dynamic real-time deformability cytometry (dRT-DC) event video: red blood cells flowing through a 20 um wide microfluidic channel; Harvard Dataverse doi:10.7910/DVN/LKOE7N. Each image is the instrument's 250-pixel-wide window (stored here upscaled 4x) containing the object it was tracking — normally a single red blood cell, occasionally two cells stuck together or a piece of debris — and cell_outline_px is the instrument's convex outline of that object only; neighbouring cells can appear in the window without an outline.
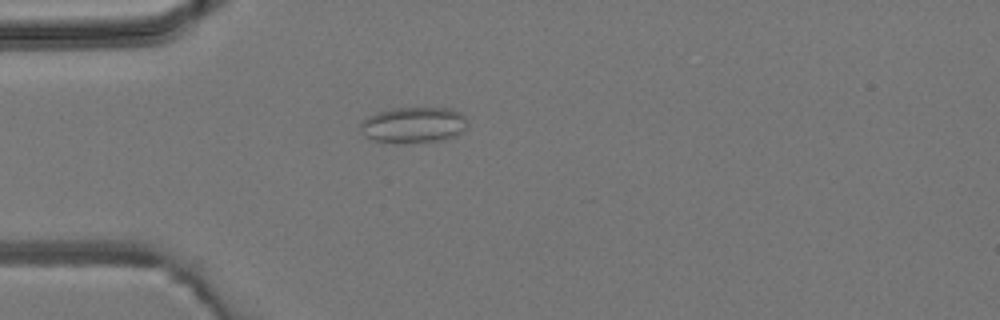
{"species": "common noctule bat (a hibernating species)", "species_latin": "Nyctalus noctula", "temperature_condition": "room temperature", "stored_images_in_passage": 4, "camera_frame_rate_fps": 3000, "um_per_image_px": 0.085, "animal": {"sex": "male", "body_mass_g": 19.2, "forearm_length_mm": 51.8}, "frame": {"image": 1, "passage_image": 4, "time_ms": 4.333, "image_size_px": [1000, 320], "cell_outline_px": [[468, 128], [464, 132], [456, 136], [444, 140], [372, 140], [360, 128], [360, 124], [368, 116], [376, 112], [392, 108], [448, 108], [460, 112], [468, 120]], "centroid_in_image_um": [35.25, 10.56], "position_along_channel_um": 49.8, "area_um2": 21.73}}